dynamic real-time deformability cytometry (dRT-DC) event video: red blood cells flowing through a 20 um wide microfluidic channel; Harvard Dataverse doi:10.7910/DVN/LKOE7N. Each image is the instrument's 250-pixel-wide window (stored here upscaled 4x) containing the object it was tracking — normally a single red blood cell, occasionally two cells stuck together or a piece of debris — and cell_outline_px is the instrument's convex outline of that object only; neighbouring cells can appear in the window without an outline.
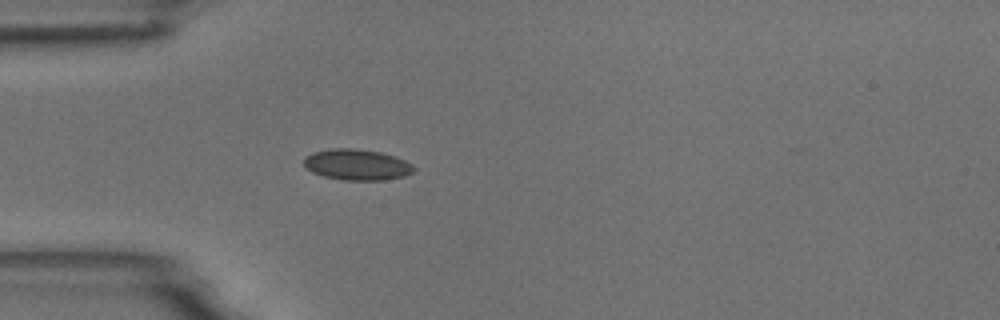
{"species": "common noctule bat (a hibernating species)", "species_latin": "Nyctalus noctula", "temperature_condition": "room temperature", "stored_images_in_passage": 4, "camera_frame_rate_fps": 3000, "um_per_image_px": 0.085, "animal": {"sex": "male", "body_mass_g": 18.8}, "frame": {"image": 1, "passage_image": 3, "time_ms": 2.333, "image_size_px": [1000, 320], "cell_outline_px": [[416, 168], [412, 172], [404, 176], [384, 180], [344, 180], [324, 176], [312, 172], [304, 168], [304, 156], [312, 152], [332, 148], [352, 148], [380, 152], [396, 156], [412, 164]], "centroid_in_image_um": [30.31, 13.99], "position_along_channel_um": 54.7, "area_um2": 19.94}}